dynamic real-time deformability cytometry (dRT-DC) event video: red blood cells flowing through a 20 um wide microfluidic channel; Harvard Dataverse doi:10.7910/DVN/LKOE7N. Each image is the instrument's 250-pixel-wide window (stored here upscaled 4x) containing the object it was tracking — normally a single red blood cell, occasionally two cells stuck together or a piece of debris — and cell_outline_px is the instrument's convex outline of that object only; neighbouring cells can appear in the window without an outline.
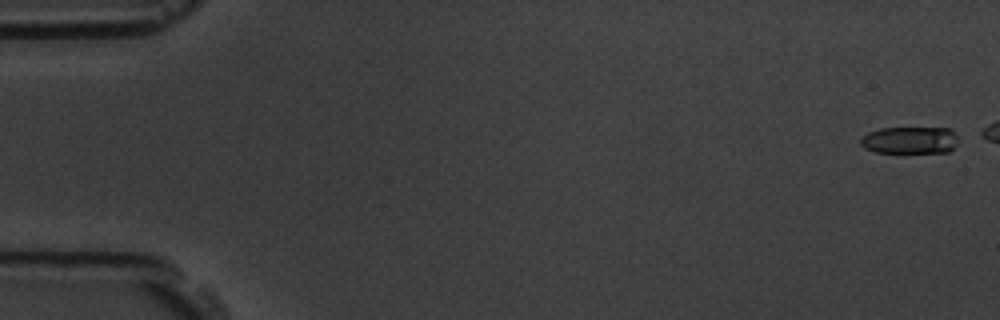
{"species": "common noctule bat (a hibernating species)", "species_latin": "Nyctalus noctula", "temperature_condition": "room temperature", "stored_images_in_passage": 18, "camera_frame_rate_fps": 3000, "um_per_image_px": 0.085, "animal": {"sex": "male", "body_mass_g": 19.5, "forearm_length_mm": 54.6}, "frame": {"image": 1, "passage_image": 1, "time_ms": 0.0, "image_size_px": [1000, 320], "cell_outline_px": [[956, 144], [948, 152], [876, 152], [864, 148], [860, 144], [860, 140], [868, 132], [880, 128], [948, 128], [956, 136]], "centroid_in_image_um": [77.3, 11.91], "position_along_channel_um": 7.7, "area_um2": 15.2}}
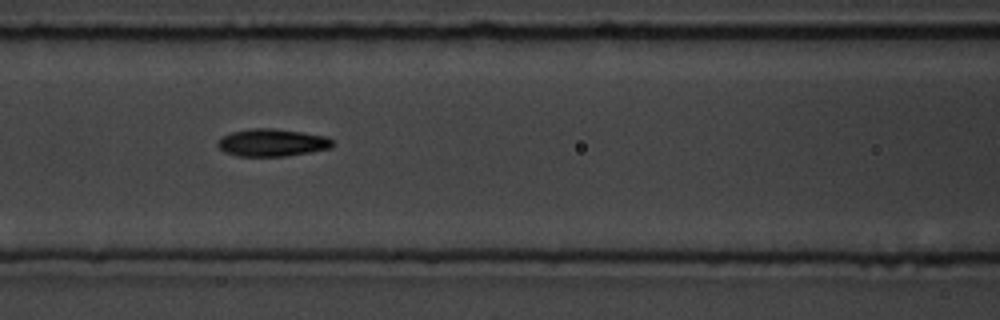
{"frame": {"image": 2, "passage_image": 8, "time_ms": 8.0, "image_size_px": [1000, 320], "cell_outline_px": [[332, 148], [288, 156], [236, 156], [224, 152], [216, 144], [216, 140], [220, 136], [232, 132], [252, 128], [272, 128], [328, 136], [332, 140]], "centroid_in_image_um": [23.09, 12.12], "position_along_channel_um": 143.5, "area_um2": 18.55}}
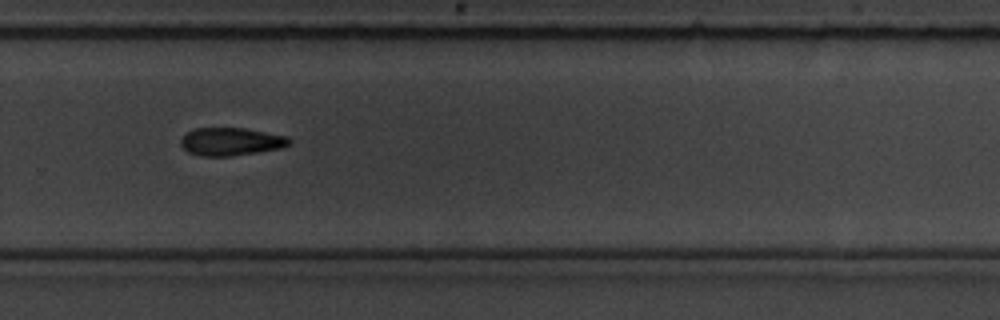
{"frame": {"image": 3, "passage_image": 13, "time_ms": 14.667, "image_size_px": [1000, 320], "cell_outline_px": [[292, 140], [284, 148], [232, 156], [200, 156], [188, 152], [180, 144], [180, 140], [192, 128], [244, 128], [288, 136]], "centroid_in_image_um": [19.65, 12.04], "position_along_channel_um": 310.2, "area_um2": 17.74}, "authors_computed_cell_mechanics": {"area_um2": 17.7735, "velocity_mm_per_s": 3.5519, "shape_relaxation_time_tau1_ms": 0.8993, "shape_relaxation_time_tau2_ms": 1.6391, "deformation_change_tau1": 0.0695, "deformation_change_tau2": 0.0645}}